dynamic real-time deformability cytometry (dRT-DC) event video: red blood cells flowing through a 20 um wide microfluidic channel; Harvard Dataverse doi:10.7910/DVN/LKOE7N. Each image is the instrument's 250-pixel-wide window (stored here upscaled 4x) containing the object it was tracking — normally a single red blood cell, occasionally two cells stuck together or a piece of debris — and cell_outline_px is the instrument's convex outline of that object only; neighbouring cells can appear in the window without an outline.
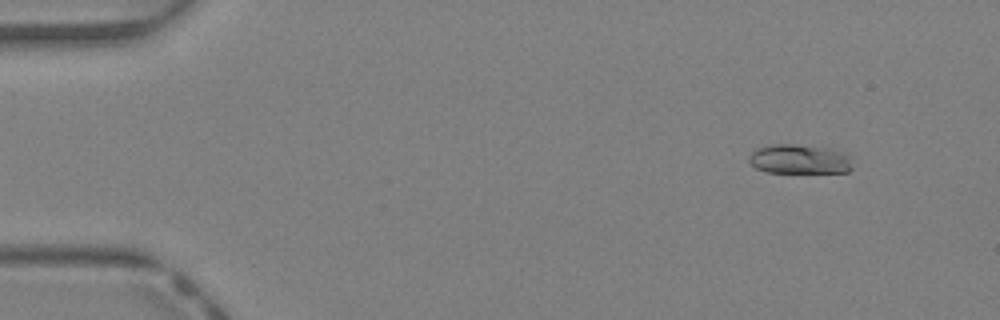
{"species": "Egyptian fruit bat (a non-hibernating species)", "species_latin": "Rousettus aegyptiacus", "temperature_condition": "warm", "stored_images_in_passage": 12, "camera_frame_rate_fps": 3000, "um_per_image_px": 0.085, "animal": {"sex": "female"}, "frame": {"image": 1, "passage_image": 3, "time_ms": 0.667, "image_size_px": [1000, 320], "cell_outline_px": [[852, 168], [848, 172], [768, 172], [756, 168], [748, 160], [748, 156], [756, 148], [768, 144], [792, 144], [828, 148], [848, 152], [852, 156]], "centroid_in_image_um": [68.0, 13.51], "position_along_channel_um": 17.0, "area_um2": 18.03}}